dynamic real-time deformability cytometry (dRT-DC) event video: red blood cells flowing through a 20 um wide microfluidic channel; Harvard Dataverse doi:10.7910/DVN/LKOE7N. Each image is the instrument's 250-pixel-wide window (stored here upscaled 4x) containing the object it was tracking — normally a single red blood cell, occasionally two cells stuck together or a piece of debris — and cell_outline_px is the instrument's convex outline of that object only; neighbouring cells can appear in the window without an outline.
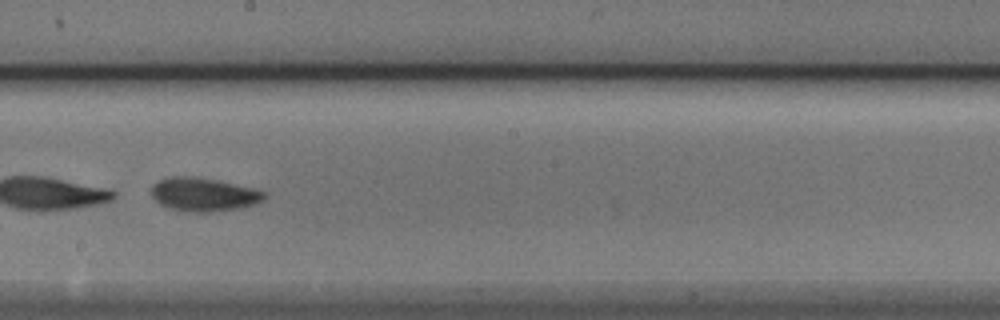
{"species": "Egyptian fruit bat (a non-hibernating species)", "species_latin": "Rousettus aegyptiacus", "temperature_condition": "cold", "stored_images_in_passage": 45, "camera_frame_rate_fps": 3000, "um_per_image_px": 0.085, "animal": {"sex": "male"}, "frame": {"image": 1, "passage_image": 23, "time_ms": 7.333, "image_size_px": [1000, 320], "cell_outline_px": [[268, 196], [264, 200], [256, 204], [240, 208], [208, 212], [192, 212], [168, 208], [160, 204], [152, 196], [152, 184], [168, 176], [196, 176], [256, 188], [268, 192]], "centroid_in_image_um": [17.36, 16.52], "position_along_channel_um": 230.8, "area_um2": 22.37}, "authors_computed_cell_mechanics": {"area_um2": 22.9466, "velocity_mm_per_s": 3.8521, "shape_relaxation_time_tau1_ms": 0.7729, "shape_relaxation_time_tau2_ms": 4.858, "deformation_change_tau1": 0.2894, "deformation_change_tau2": 0.1205}}